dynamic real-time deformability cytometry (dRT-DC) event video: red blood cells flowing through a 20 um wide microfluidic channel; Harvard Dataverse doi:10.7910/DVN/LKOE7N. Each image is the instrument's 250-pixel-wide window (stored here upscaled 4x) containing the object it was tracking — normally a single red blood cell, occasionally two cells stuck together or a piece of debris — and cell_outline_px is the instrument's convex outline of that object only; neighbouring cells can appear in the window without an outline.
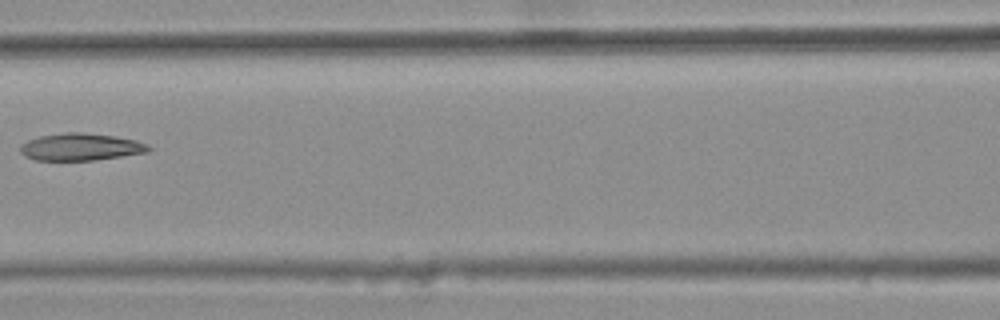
{"species": "common noctule bat (a hibernating species)", "species_latin": "Nyctalus noctula", "temperature_condition": "warm", "stored_images_in_passage": 3, "camera_frame_rate_fps": 3000, "um_per_image_px": 0.085, "animal": {"sex": "female", "body_mass_g": 25.1}, "frame": {"image": 1, "passage_image": 3, "time_ms": 0.667, "image_size_px": [1000, 320], "cell_outline_px": [[152, 148], [148, 152], [92, 160], [36, 160], [24, 156], [20, 152], [20, 144], [28, 140], [40, 136], [64, 132], [80, 132], [116, 136], [136, 140], [148, 144]], "centroid_in_image_um": [6.85, 12.48], "position_along_channel_um": 159.8, "area_um2": 20.35}}